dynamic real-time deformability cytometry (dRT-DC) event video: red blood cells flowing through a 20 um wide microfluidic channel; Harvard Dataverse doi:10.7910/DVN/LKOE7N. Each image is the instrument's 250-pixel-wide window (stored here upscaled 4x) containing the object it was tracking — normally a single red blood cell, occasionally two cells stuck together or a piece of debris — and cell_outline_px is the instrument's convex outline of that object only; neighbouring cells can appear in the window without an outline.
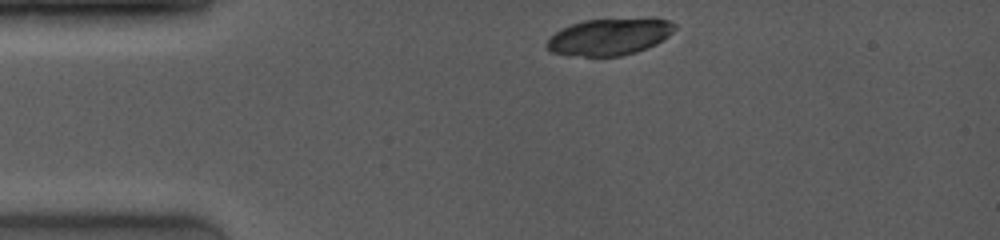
{"species": "common noctule bat (a hibernating species)", "species_latin": "Nyctalus noctula", "temperature_condition": "room temperature", "stored_images_in_passage": 4, "camera_frame_rate_fps": 4000, "um_per_image_px": 0.085, "animal": {"sex": "female", "body_mass_g": 19.0, "forearm_length_mm": 53.3}, "frame": {"image": 1, "passage_image": 1, "time_ms": 0.0, "image_size_px": [1000, 240], "cell_outline_px": [[676, 28], [668, 36], [656, 44], [648, 48], [636, 52], [620, 56], [584, 56], [552, 52], [544, 44], [556, 32], [572, 24], [584, 20], [648, 16], [656, 16], [668, 20], [676, 24]], "centroid_in_image_um": [51.9, 3.08], "position_along_channel_um": 33.1, "area_um2": 27.86}}